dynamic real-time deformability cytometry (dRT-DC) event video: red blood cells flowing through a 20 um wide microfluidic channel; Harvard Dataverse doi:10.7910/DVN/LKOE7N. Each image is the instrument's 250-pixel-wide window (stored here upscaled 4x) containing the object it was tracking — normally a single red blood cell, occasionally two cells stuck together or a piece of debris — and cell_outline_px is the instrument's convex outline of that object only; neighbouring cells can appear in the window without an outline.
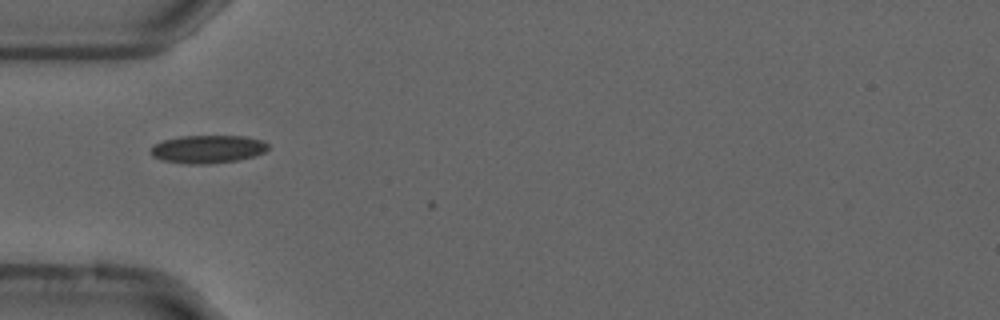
{"species": "common noctule bat (a hibernating species)", "species_latin": "Nyctalus noctula", "temperature_condition": "cold", "stored_images_in_passage": 2, "camera_frame_rate_fps": 3000, "um_per_image_px": 0.085, "animal": {"sex": "male", "forearm_length_mm": 52.5}, "frame": {"image": 1, "passage_image": 1, "time_ms": 0.0, "image_size_px": [1000, 320], "cell_outline_px": [[268, 148], [264, 152], [256, 156], [236, 160], [208, 164], [184, 164], [160, 160], [152, 156], [148, 152], [156, 144], [164, 140], [180, 136], [244, 136], [264, 140], [268, 144]], "centroid_in_image_um": [17.65, 12.68], "position_along_channel_um": 67.3, "area_um2": 19.31}}